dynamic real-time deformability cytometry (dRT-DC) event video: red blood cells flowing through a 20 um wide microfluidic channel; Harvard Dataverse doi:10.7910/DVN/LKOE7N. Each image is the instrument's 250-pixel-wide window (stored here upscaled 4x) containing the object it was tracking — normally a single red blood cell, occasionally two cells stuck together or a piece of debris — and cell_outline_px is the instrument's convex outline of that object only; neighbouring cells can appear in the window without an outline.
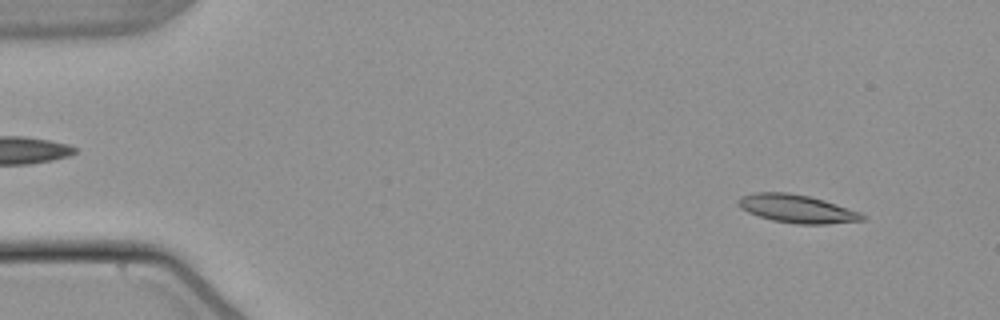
{"species": "common noctule bat (a hibernating species)", "species_latin": "Nyctalus noctula", "temperature_condition": "warm", "stored_images_in_passage": 53, "camera_frame_rate_fps": 3000, "um_per_image_px": 0.085, "animal": {"sex": "male", "body_mass_g": 21.5, "forearm_length_mm": 52.0}, "frame": {"image": 1, "passage_image": 5, "time_ms": 1.333, "image_size_px": [1000, 320], "cell_outline_px": [[868, 216], [864, 220], [828, 224], [796, 224], [772, 220], [748, 212], [740, 208], [736, 200], [740, 196], [756, 192], [788, 192], [808, 196], [824, 200], [860, 212]], "centroid_in_image_um": [67.74, 17.74], "position_along_channel_um": 17.3, "area_um2": 20.4}}
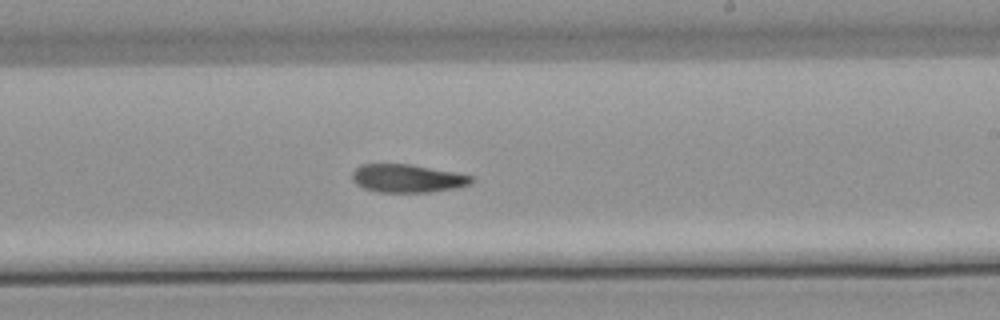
{"frame": {"image": 2, "passage_image": 32, "time_ms": 10.333, "image_size_px": [1000, 320], "cell_outline_px": [[472, 184], [456, 188], [428, 192], [380, 192], [364, 188], [356, 184], [352, 180], [352, 172], [360, 164], [412, 164], [472, 176]], "centroid_in_image_um": [34.6, 15.16], "position_along_channel_um": 254.4, "area_um2": 19.48}}
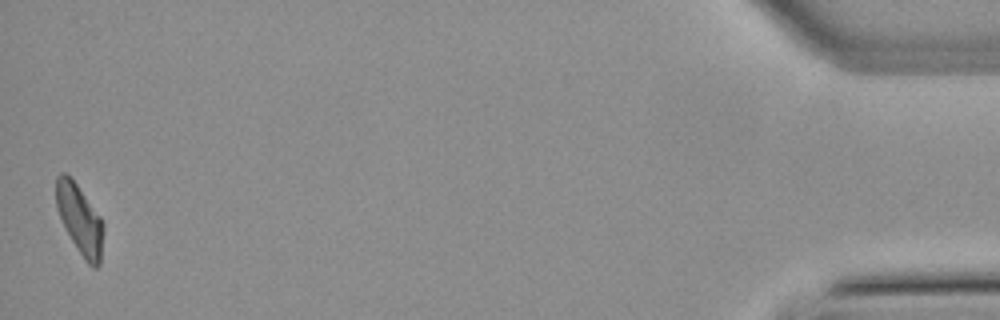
{"frame": {"image": 3, "passage_image": 53, "time_ms": 17.333, "image_size_px": [1000, 320], "cell_outline_px": [[104, 228], [100, 264], [96, 268], [92, 268], [84, 260], [72, 240], [56, 208], [56, 176], [60, 172], [64, 172], [76, 184], [100, 216], [104, 224]], "centroid_in_image_um": [6.8, 18.68], "position_along_channel_um": 428.4, "area_um2": 18.9}}